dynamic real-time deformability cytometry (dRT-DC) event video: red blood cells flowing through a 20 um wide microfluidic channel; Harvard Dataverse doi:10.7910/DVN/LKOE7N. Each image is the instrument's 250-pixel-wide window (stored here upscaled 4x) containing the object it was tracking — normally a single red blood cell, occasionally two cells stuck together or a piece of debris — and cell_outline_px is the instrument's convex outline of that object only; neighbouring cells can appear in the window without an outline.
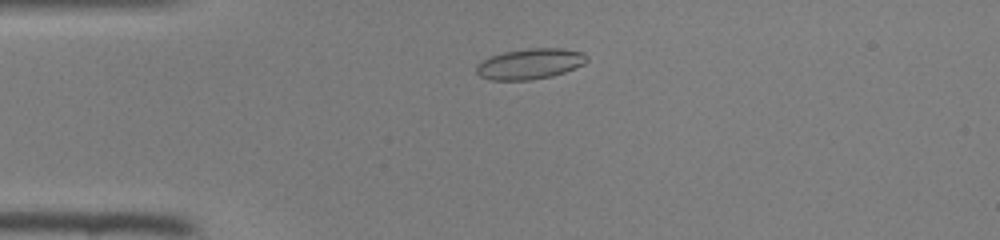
{"species": "common noctule bat (a hibernating species)", "species_latin": "Nyctalus noctula", "temperature_condition": "room temperature", "stored_images_in_passage": 42, "camera_frame_rate_fps": 3000, "um_per_image_px": 0.085, "animal": {"sex": "female", "body_mass_g": 22.0, "forearm_length_mm": 56.7}, "frame": {"image": 1, "passage_image": 7, "time_ms": 2.0, "image_size_px": [1000, 240], "cell_outline_px": [[588, 60], [584, 64], [564, 72], [552, 76], [528, 80], [492, 80], [480, 76], [476, 72], [476, 64], [492, 56], [504, 52], [528, 48], [564, 48], [584, 52], [588, 56]], "centroid_in_image_um": [45.08, 5.42], "position_along_channel_um": 39.9, "area_um2": 19.71}}
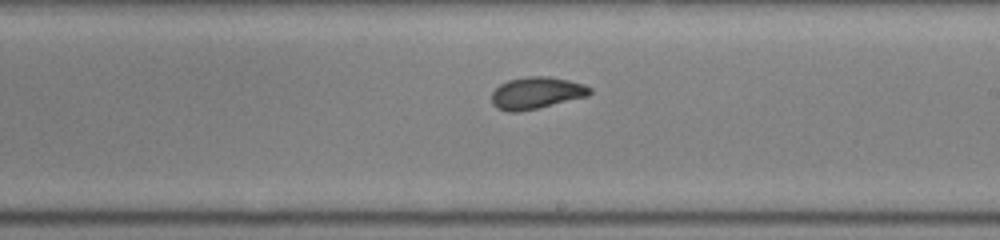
{"frame": {"image": 2, "passage_image": 23, "time_ms": 7.333, "image_size_px": [1000, 240], "cell_outline_px": [[592, 92], [588, 96], [536, 108], [516, 112], [508, 112], [496, 108], [492, 104], [492, 92], [500, 84], [508, 80], [528, 76], [548, 76], [568, 80], [584, 84], [592, 88]], "centroid_in_image_um": [45.59, 7.89], "position_along_channel_um": 243.4, "area_um2": 18.21}}
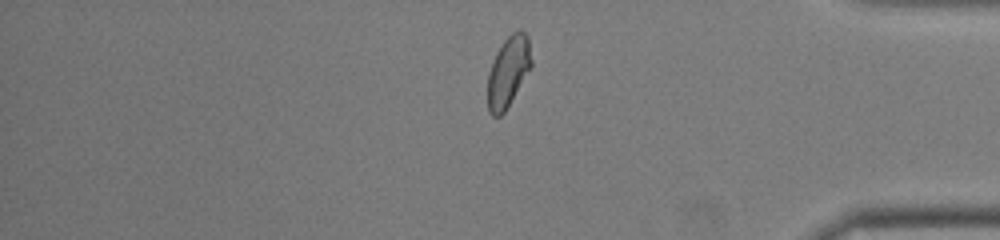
{"frame": {"image": 3, "passage_image": 35, "time_ms": 11.333, "image_size_px": [1000, 240], "cell_outline_px": [[532, 64], [504, 112], [500, 116], [492, 116], [488, 112], [488, 72], [496, 52], [504, 40], [512, 32], [520, 28], [528, 36], [532, 60]], "centroid_in_image_um": [43.19, 6.05], "position_along_channel_um": 392.0, "area_um2": 17.8}}